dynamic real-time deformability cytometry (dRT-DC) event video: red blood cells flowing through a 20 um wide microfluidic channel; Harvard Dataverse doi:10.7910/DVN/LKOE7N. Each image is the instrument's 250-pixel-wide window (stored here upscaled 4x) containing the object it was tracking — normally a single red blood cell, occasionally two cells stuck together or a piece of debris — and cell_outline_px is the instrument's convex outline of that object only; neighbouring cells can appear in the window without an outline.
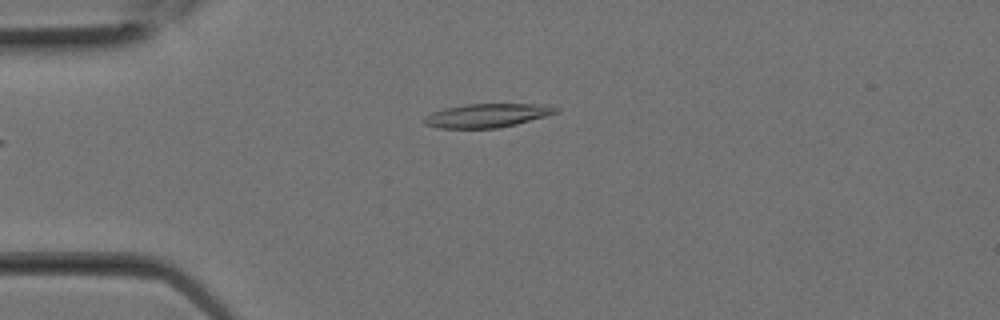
{"species": "Egyptian fruit bat (a non-hibernating species)", "species_latin": "Rousettus aegyptiacus", "temperature_condition": "room temperature", "stored_images_in_passage": 5, "camera_frame_rate_fps": 3000, "um_per_image_px": 0.085, "animal": {"sex": "female"}, "frame": {"image": 1, "passage_image": 4, "time_ms": 1.0, "image_size_px": [1000, 320], "cell_outline_px": [[560, 112], [516, 124], [496, 128], [436, 128], [424, 124], [420, 120], [424, 116], [432, 112], [444, 108], [468, 104], [552, 104], [560, 108]], "centroid_in_image_um": [41.41, 9.81], "position_along_channel_um": 43.6, "area_um2": 18.5}}